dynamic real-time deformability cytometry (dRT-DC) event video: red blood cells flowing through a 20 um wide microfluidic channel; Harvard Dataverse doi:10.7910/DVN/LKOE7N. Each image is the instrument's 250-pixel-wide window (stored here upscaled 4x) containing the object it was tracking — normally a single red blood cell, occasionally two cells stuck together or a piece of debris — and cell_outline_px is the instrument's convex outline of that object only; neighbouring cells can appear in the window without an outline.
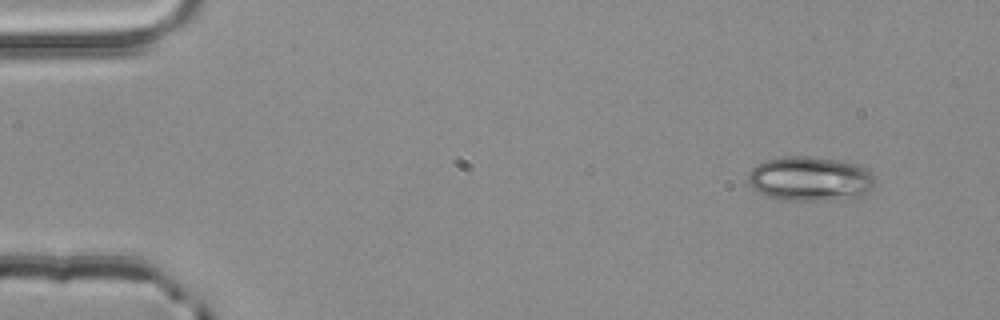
{"species": "common noctule bat (a hibernating species)", "species_latin": "Nyctalus noctula", "temperature_condition": "room temperature", "stored_images_in_passage": 3, "camera_frame_rate_fps": 3000, "um_per_image_px": 0.085, "animal": {"sex": "male", "body_mass_g": 20.4}, "frame": {"image": 1, "passage_image": 1, "time_ms": 0.0, "image_size_px": [1000, 320], "cell_outline_px": [[876, 184], [872, 188], [860, 196], [844, 200], [784, 200], [768, 196], [752, 188], [748, 184], [748, 172], [756, 164], [764, 160], [784, 156], [808, 156], [836, 160], [856, 164], [864, 168], [876, 176]], "centroid_in_image_um": [68.86, 15.2], "position_along_channel_um": 16.1, "area_um2": 33.23}}